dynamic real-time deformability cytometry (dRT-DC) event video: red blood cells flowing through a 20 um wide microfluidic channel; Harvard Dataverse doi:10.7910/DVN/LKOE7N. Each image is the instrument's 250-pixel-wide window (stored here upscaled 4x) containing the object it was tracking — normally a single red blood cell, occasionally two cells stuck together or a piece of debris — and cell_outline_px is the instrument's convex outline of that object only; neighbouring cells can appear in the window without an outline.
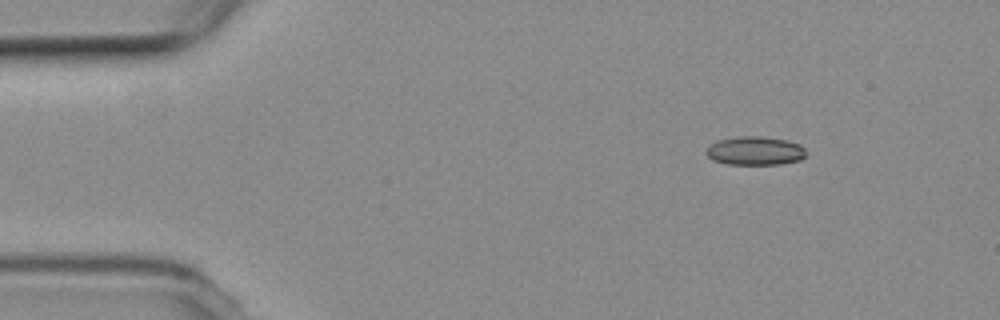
{"species": "common noctule bat (a hibernating species)", "species_latin": "Nyctalus noctula", "temperature_condition": "room temperature", "stored_images_in_passage": 48, "camera_frame_rate_fps": 3000, "um_per_image_px": 0.085, "animal": {"sex": "female", "body_mass_g": 19.3, "forearm_length_mm": 54.1}, "frame": {"image": 1, "passage_image": 1, "time_ms": 0.0, "image_size_px": [1000, 320], "cell_outline_px": [[808, 152], [800, 160], [780, 164], [728, 164], [712, 160], [708, 156], [708, 148], [712, 144], [720, 140], [740, 136], [760, 136], [784, 140], [800, 144]], "centroid_in_image_um": [64.23, 12.82], "position_along_channel_um": 20.8, "area_um2": 16.42}}
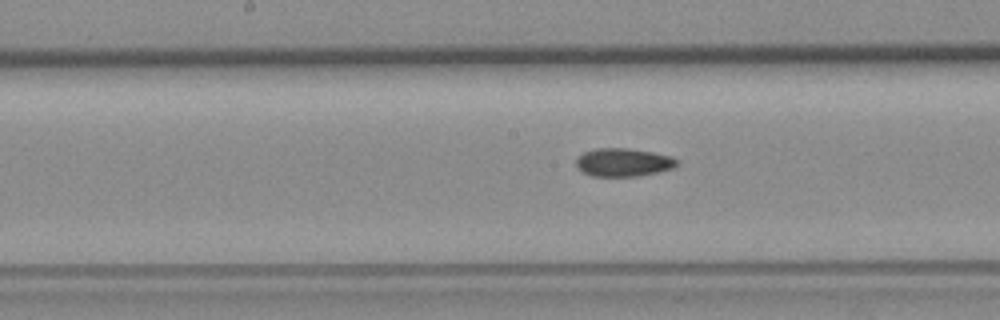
{"frame": {"image": 2, "passage_image": 21, "time_ms": 6.667, "image_size_px": [1000, 320], "cell_outline_px": [[676, 164], [672, 168], [640, 176], [592, 176], [584, 172], [576, 164], [576, 160], [584, 152], [596, 148], [624, 148], [652, 152], [672, 156], [676, 160]], "centroid_in_image_um": [52.97, 13.8], "position_along_channel_um": 195.2, "area_um2": 16.24}}
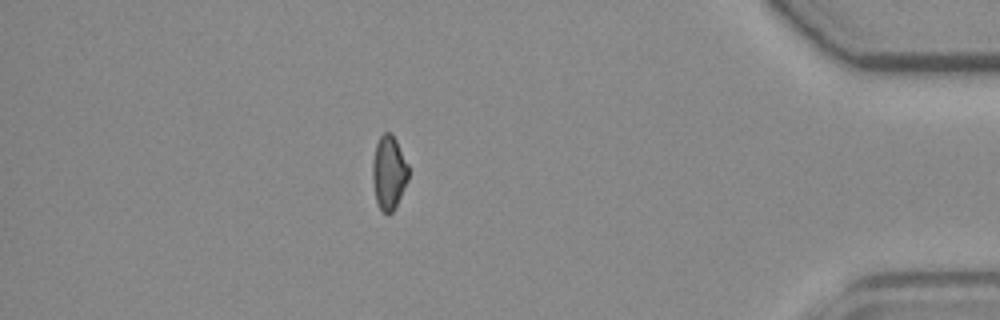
{"frame": {"image": 3, "passage_image": 41, "time_ms": 13.333, "image_size_px": [1000, 320], "cell_outline_px": [[408, 180], [392, 212], [388, 216], [380, 208], [376, 200], [372, 176], [372, 164], [376, 144], [380, 136], [384, 132], [392, 132], [408, 164]], "centroid_in_image_um": [33.05, 14.64], "position_along_channel_um": 402.2, "area_um2": 15.32}, "authors_computed_cell_mechanics": {"area_um2": 16.1262, "velocity_mm_per_s": 3.8122, "shape_relaxation_time_tau1_ms": 7.4425, "shape_relaxation_time_tau2_ms": 3.8597, "deformation_change_tau1": 0.1376, "deformation_change_tau2": 0.0949}}